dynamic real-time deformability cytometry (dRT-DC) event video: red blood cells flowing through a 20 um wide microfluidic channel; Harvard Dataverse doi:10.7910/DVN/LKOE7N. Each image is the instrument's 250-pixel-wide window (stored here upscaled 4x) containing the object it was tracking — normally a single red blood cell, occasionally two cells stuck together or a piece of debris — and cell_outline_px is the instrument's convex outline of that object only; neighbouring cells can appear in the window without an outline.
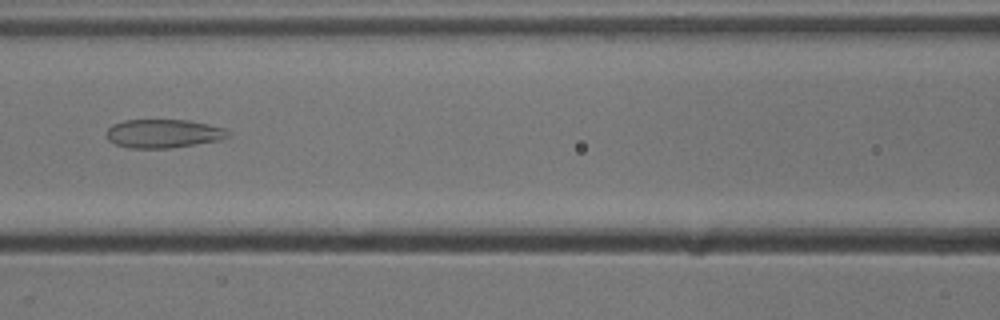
{"species": "common noctule bat (a hibernating species)", "species_latin": "Nyctalus noctula", "temperature_condition": "cold", "stored_images_in_passage": 39, "camera_frame_rate_fps": 3000, "um_per_image_px": 0.085, "animal": {"sex": "male", "body_mass_g": 13.3}, "frame": {"image": 1, "passage_image": 9, "time_ms": 2.667, "image_size_px": [1000, 320], "cell_outline_px": [[228, 136], [220, 140], [172, 148], [128, 148], [116, 144], [108, 140], [108, 128], [112, 124], [124, 120], [188, 120], [208, 124], [224, 128], [228, 132]], "centroid_in_image_um": [13.88, 11.35], "position_along_channel_um": 152.7, "area_um2": 20.17}}
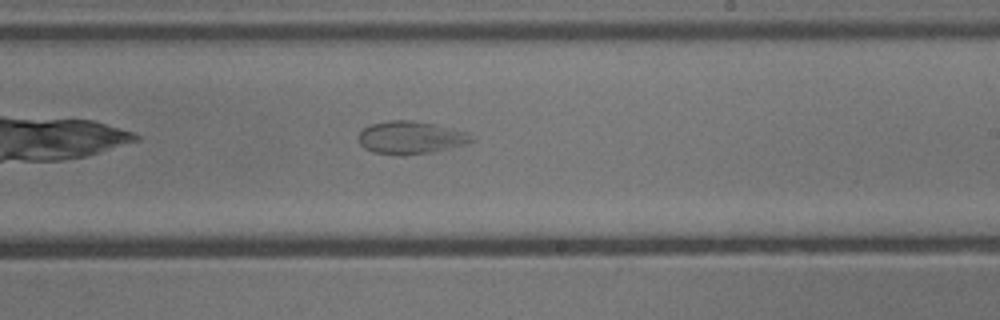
{"frame": {"image": 2, "passage_image": 17, "time_ms": 5.333, "image_size_px": [1000, 320], "cell_outline_px": [[476, 140], [468, 144], [432, 152], [404, 156], [400, 156], [372, 152], [364, 148], [360, 144], [360, 132], [364, 128], [372, 124], [388, 120], [412, 120], [432, 124], [468, 132]], "centroid_in_image_um": [34.93, 11.71], "position_along_channel_um": 254.1, "area_um2": 21.68}}
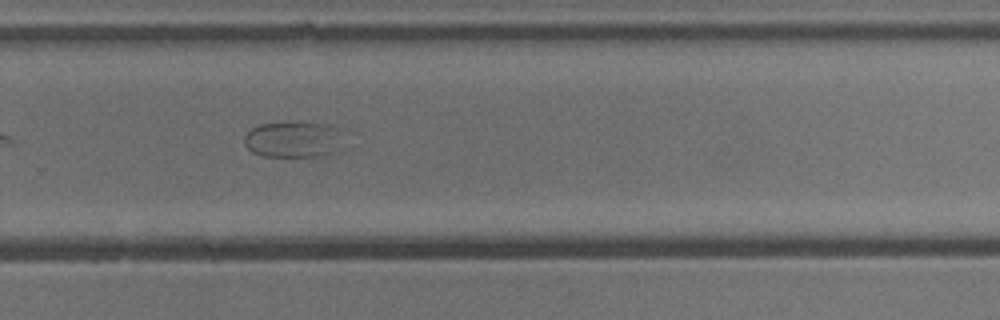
{"frame": {"image": 3, "passage_image": 21, "time_ms": 6.667, "image_size_px": [1000, 320], "cell_outline_px": [[336, 152], [324, 156], [260, 156], [252, 152], [244, 144], [244, 136], [252, 128], [260, 124], [288, 120], [328, 124], [336, 128]], "centroid_in_image_um": [24.8, 11.83], "position_along_channel_um": 305.0, "area_um2": 20.81}}